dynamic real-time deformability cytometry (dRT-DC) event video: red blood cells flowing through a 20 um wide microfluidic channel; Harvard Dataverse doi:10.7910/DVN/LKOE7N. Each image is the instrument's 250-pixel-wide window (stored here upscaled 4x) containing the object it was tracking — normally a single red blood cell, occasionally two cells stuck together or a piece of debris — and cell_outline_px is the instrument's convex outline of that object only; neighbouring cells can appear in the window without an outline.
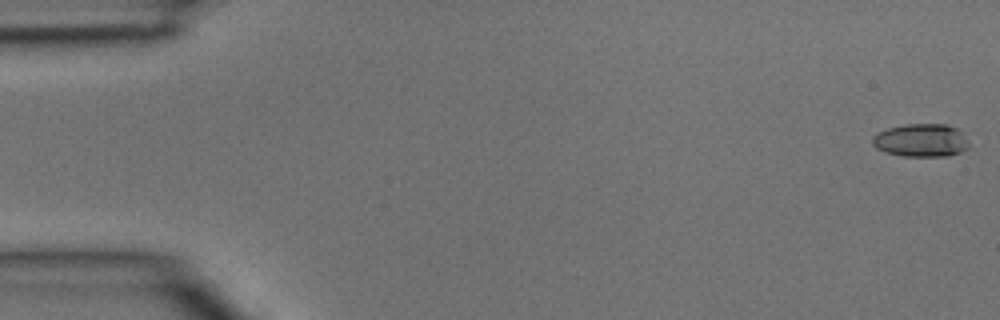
{"species": "common noctule bat (a hibernating species)", "species_latin": "Nyctalus noctula", "temperature_condition": "room temperature", "stored_images_in_passage": 2, "camera_frame_rate_fps": 3000, "um_per_image_px": 0.085, "animal": {"sex": "male", "body_mass_g": 15.6}, "frame": {"image": 1, "passage_image": 1, "time_ms": 0.0, "image_size_px": [1000, 320], "cell_outline_px": [[968, 148], [960, 152], [948, 156], [900, 156], [876, 148], [872, 144], [872, 136], [888, 128], [904, 124], [944, 124], [956, 128], [960, 132], [968, 144]], "centroid_in_image_um": [78.26, 11.93], "position_along_channel_um": 6.7, "area_um2": 18.38}}